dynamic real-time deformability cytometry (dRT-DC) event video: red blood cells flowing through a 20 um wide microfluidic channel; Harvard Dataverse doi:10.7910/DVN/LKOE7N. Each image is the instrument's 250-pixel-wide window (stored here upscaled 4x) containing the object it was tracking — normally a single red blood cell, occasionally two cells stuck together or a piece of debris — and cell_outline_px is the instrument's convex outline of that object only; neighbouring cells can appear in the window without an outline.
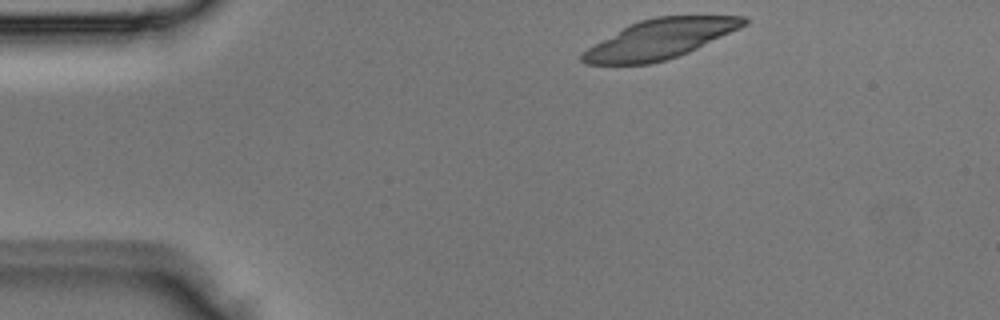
{"species": "Egyptian fruit bat (a non-hibernating species)", "species_latin": "Rousettus aegyptiacus", "temperature_condition": "room temperature", "stored_images_in_passage": 2, "camera_frame_rate_fps": 3000, "um_per_image_px": 0.085, "animal": {"sex": "male"}, "frame": {"image": 1, "passage_image": 1, "time_ms": 0.0, "image_size_px": [1000, 320], "cell_outline_px": [[748, 24], [740, 28], [688, 52], [664, 60], [648, 64], [584, 64], [580, 60], [580, 56], [588, 48], [628, 24], [640, 20], [656, 16], [744, 16], [748, 20]], "centroid_in_image_um": [56.09, 3.31], "position_along_channel_um": 28.9, "area_um2": 36.7}}